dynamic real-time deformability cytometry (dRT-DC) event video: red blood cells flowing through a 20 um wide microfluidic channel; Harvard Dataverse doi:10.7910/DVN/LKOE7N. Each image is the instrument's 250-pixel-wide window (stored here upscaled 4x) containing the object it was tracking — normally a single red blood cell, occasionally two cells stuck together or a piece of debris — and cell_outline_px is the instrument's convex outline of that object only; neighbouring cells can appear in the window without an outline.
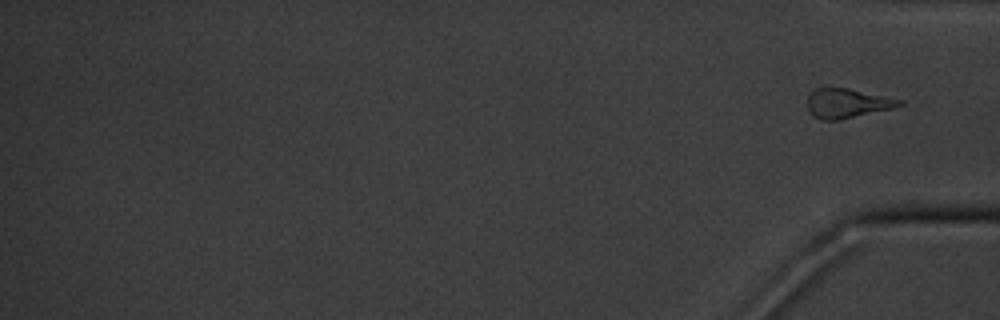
{"species": "common noctule bat (a hibernating species)", "species_latin": "Nyctalus noctula", "temperature_condition": "cold", "stored_images_in_passage": 17, "segment_of_instrument_passage": [2, 2], "camera_frame_rate_fps": 3000, "um_per_image_px": 0.085, "animal": {"sex": "male", "body_mass_g": 20.1, "forearm_length_mm": 53.5}, "frame": {"image": 1, "passage_image": 17, "time_ms": 18.667, "image_size_px": [1000, 320], "cell_outline_px": [[904, 104], [892, 108], [840, 120], [820, 120], [812, 116], [808, 112], [808, 96], [816, 88], [848, 88], [904, 100]], "centroid_in_image_um": [72.0, 8.79], "position_along_channel_um": 363.2, "area_um2": 15.78}}